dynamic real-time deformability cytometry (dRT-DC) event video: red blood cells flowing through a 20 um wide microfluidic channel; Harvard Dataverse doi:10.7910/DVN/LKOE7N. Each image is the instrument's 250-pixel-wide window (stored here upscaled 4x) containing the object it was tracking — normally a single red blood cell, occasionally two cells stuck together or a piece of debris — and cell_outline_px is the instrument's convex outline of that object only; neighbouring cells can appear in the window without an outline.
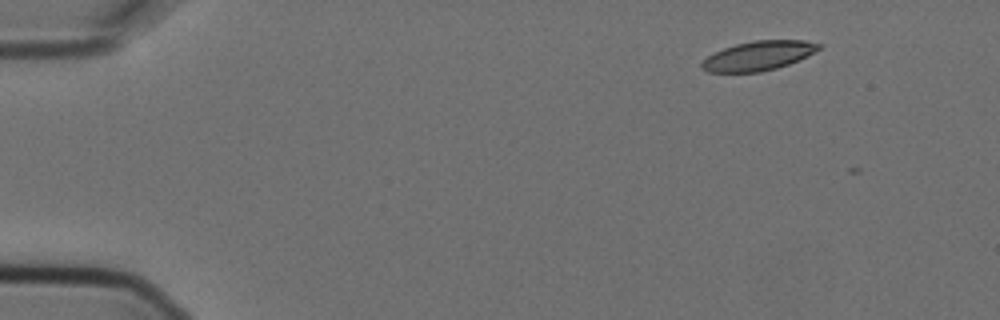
{"species": "Egyptian fruit bat (a non-hibernating species)", "species_latin": "Rousettus aegyptiacus", "temperature_condition": "cold", "stored_images_in_passage": 6, "camera_frame_rate_fps": 3000, "um_per_image_px": 0.085, "animal": {"sex": "female"}, "frame": {"image": 1, "passage_image": 2, "time_ms": 0.333, "image_size_px": [1000, 320], "cell_outline_px": [[820, 48], [816, 52], [788, 64], [776, 68], [760, 72], [708, 72], [700, 68], [700, 64], [708, 56], [724, 48], [736, 44], [752, 40], [804, 40], [820, 44]], "centroid_in_image_um": [64.45, 4.74], "position_along_channel_um": 20.5, "area_um2": 19.88}}